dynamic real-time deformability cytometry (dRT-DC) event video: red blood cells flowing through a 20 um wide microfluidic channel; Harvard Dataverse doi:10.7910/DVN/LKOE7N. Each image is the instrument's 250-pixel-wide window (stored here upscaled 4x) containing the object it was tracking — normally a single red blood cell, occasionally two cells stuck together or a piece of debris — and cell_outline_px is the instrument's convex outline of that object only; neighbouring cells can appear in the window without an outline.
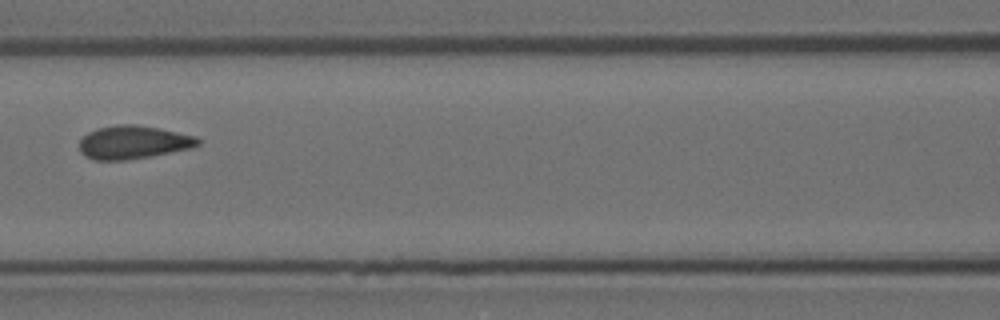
{"species": "Egyptian fruit bat (a non-hibernating species)", "species_latin": "Rousettus aegyptiacus", "temperature_condition": "room temperature", "stored_images_in_passage": 6, "camera_frame_rate_fps": 3000, "um_per_image_px": 0.085, "animal": {"sex": "female"}, "frame": {"image": 1, "passage_image": 3, "time_ms": 0.667, "image_size_px": [1000, 320], "cell_outline_px": [[200, 144], [192, 148], [152, 156], [124, 160], [96, 160], [80, 152], [80, 140], [88, 132], [96, 128], [116, 124], [136, 124], [160, 128], [196, 136], [200, 140]], "centroid_in_image_um": [11.35, 12.08], "position_along_channel_um": 155.2, "area_um2": 23.06}}
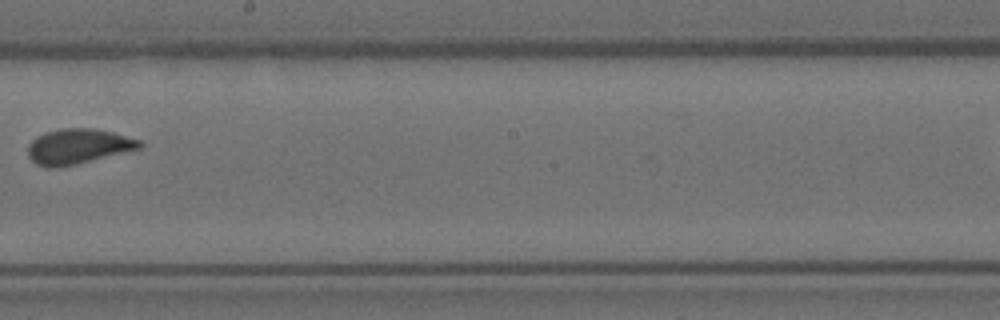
{"frame": {"image": 2, "passage_image": 5, "time_ms": 1.333, "image_size_px": [1000, 320], "cell_outline_px": [[144, 144], [140, 148], [60, 168], [48, 168], [36, 164], [28, 156], [28, 144], [36, 136], [44, 132], [60, 128], [96, 128], [112, 132], [140, 140]], "centroid_in_image_um": [6.59, 12.44], "position_along_channel_um": 241.6, "area_um2": 22.95}}
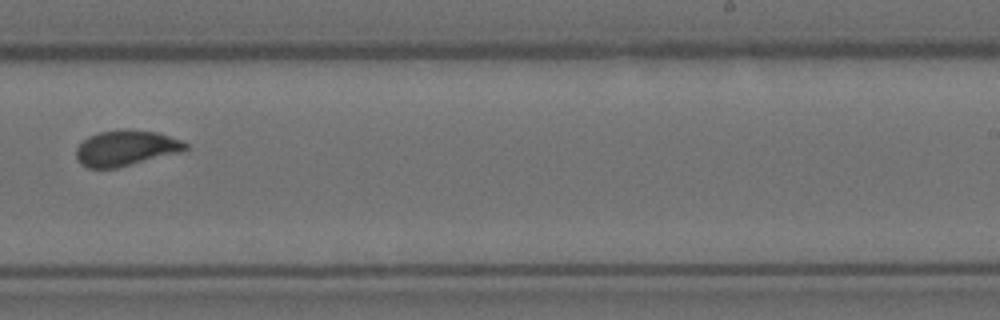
{"frame": {"image": 3, "passage_image": 6, "time_ms": 1.667, "image_size_px": [1000, 320], "cell_outline_px": [[188, 148], [180, 152], [116, 168], [88, 168], [80, 164], [76, 156], [76, 148], [88, 136], [96, 132], [124, 128], [128, 128], [160, 132], [184, 140], [188, 144]], "centroid_in_image_um": [10.72, 12.55], "position_along_channel_um": 278.3, "area_um2": 23.06}}